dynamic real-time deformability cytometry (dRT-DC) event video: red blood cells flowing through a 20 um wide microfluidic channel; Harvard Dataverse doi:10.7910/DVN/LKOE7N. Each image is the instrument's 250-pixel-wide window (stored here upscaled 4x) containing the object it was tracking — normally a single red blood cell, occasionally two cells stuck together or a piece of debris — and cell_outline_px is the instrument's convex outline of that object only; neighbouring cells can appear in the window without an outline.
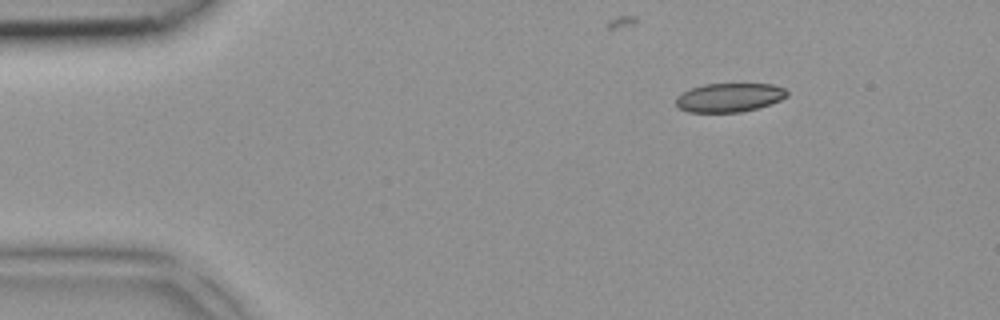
{"species": "common noctule bat (a hibernating species)", "species_latin": "Nyctalus noctula", "temperature_condition": "room temperature", "stored_images_in_passage": 4, "segment_of_instrument_passage": [1, 2], "camera_frame_rate_fps": 3000, "um_per_image_px": 0.085, "animal": {"sex": "female", "body_mass_g": 18.4}, "frame": {"image": 1, "passage_image": 1, "time_ms": 0.0, "image_size_px": [1000, 320], "cell_outline_px": [[788, 96], [780, 100], [756, 108], [740, 112], [688, 112], [680, 108], [676, 104], [676, 96], [692, 88], [704, 84], [772, 84], [784, 88], [788, 92]], "centroid_in_image_um": [61.99, 8.28], "position_along_channel_um": 23.0, "area_um2": 18.5}}